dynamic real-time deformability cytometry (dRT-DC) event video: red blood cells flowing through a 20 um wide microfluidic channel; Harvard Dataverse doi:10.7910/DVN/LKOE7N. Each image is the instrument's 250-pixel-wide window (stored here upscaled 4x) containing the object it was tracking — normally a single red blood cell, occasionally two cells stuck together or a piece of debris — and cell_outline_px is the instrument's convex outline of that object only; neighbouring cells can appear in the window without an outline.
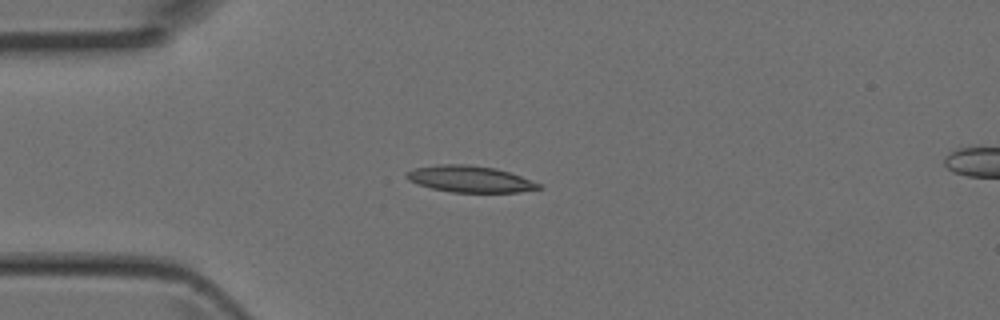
{"species": "Egyptian fruit bat (a non-hibernating species)", "species_latin": "Rousettus aegyptiacus", "temperature_condition": "room temperature", "stored_images_in_passage": 2, "camera_frame_rate_fps": 3000, "um_per_image_px": 0.085, "animal": {"sex": "female"}, "frame": {"image": 1, "passage_image": 2, "time_ms": 0.333, "image_size_px": [1000, 320], "cell_outline_px": [[544, 188], [520, 192], [452, 192], [432, 188], [408, 180], [404, 176], [408, 172], [416, 168], [436, 164], [468, 164], [496, 168], [544, 184]], "centroid_in_image_um": [40.0, 15.22], "position_along_channel_um": 45.0, "area_um2": 20.4}}